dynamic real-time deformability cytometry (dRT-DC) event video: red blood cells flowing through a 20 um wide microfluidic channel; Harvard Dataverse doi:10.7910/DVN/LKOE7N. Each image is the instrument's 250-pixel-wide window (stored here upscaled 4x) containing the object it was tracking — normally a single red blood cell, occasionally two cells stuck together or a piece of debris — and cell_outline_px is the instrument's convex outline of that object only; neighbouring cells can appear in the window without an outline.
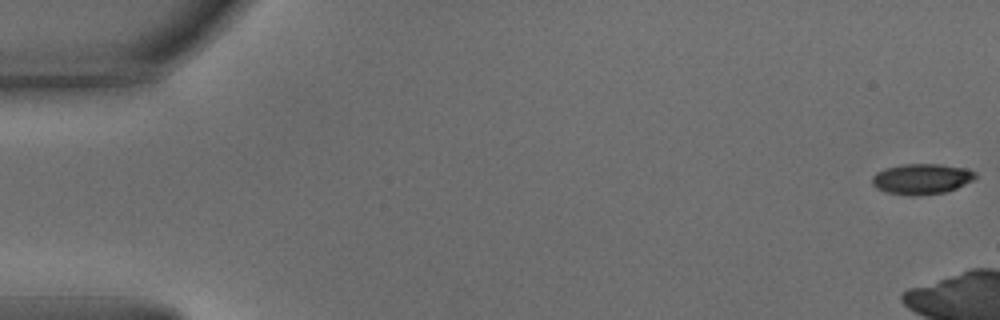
{"species": "common noctule bat (a hibernating species)", "species_latin": "Nyctalus noctula", "temperature_condition": "warm", "stored_images_in_passage": 9, "camera_frame_rate_fps": 3000, "um_per_image_px": 0.085, "animal": {"sex": "male", "body_mass_g": 15.6}, "frame": {"image": 1, "passage_image": 1, "time_ms": 0.0, "image_size_px": [1000, 320], "cell_outline_px": [[976, 180], [956, 188], [944, 192], [920, 196], [908, 196], [884, 192], [876, 188], [872, 184], [872, 176], [876, 172], [884, 168], [904, 164], [940, 164], [968, 168], [976, 172]], "centroid_in_image_um": [78.35, 15.21], "position_along_channel_um": 6.7, "area_um2": 18.79}}